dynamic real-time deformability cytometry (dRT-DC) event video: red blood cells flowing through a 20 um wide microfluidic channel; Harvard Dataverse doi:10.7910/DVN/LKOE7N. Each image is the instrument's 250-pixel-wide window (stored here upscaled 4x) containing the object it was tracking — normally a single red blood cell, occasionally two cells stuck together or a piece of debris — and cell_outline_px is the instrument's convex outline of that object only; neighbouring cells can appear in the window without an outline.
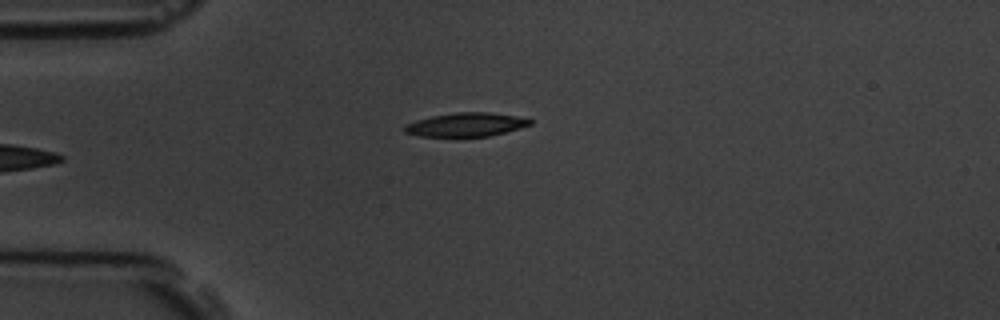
{"species": "common noctule bat (a hibernating species)", "species_latin": "Nyctalus noctula", "temperature_condition": "room temperature", "stored_images_in_passage": 5, "camera_frame_rate_fps": 3000, "um_per_image_px": 0.085, "animal": {"sex": "male", "body_mass_g": 19.5, "forearm_length_mm": 54.6}, "frame": {"image": 1, "passage_image": 5, "time_ms": 4.667, "image_size_px": [1000, 320], "cell_outline_px": [[532, 124], [520, 128], [488, 136], [420, 136], [404, 132], [404, 128], [408, 124], [416, 120], [432, 116], [456, 112], [488, 112], [516, 116], [532, 120]], "centroid_in_image_um": [39.62, 10.59], "position_along_channel_um": 45.4, "area_um2": 17.05}}